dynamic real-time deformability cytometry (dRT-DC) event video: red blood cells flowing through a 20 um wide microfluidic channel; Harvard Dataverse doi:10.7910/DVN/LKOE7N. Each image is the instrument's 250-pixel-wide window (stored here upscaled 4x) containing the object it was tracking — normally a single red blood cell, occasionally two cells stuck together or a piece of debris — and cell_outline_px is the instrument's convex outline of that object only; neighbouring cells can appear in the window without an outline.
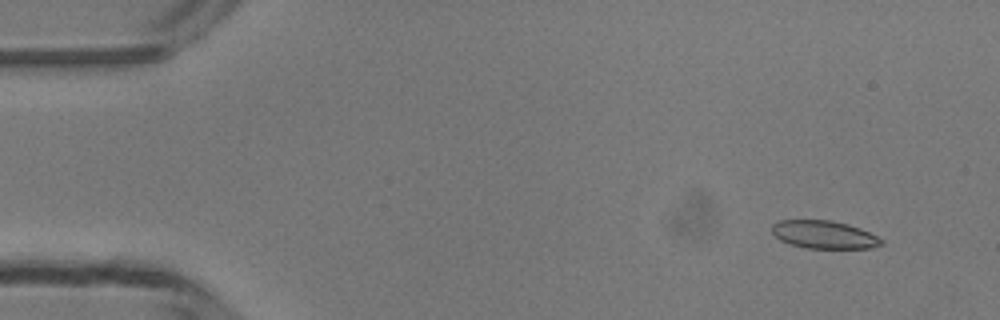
{"species": "common noctule bat (a hibernating species)", "species_latin": "Nyctalus noctula", "temperature_condition": "room temperature", "stored_images_in_passage": 49, "camera_frame_rate_fps": 3000, "um_per_image_px": 0.085, "animal": {"sex": "male", "body_mass_g": 13.3}, "frame": {"image": 1, "passage_image": 4, "time_ms": 1.0, "image_size_px": [1000, 320], "cell_outline_px": [[884, 244], [872, 248], [804, 248], [780, 240], [772, 232], [772, 224], [780, 220], [832, 220], [848, 224], [860, 228], [884, 240]], "centroid_in_image_um": [70.06, 19.94], "position_along_channel_um": 14.9, "area_um2": 17.8}}
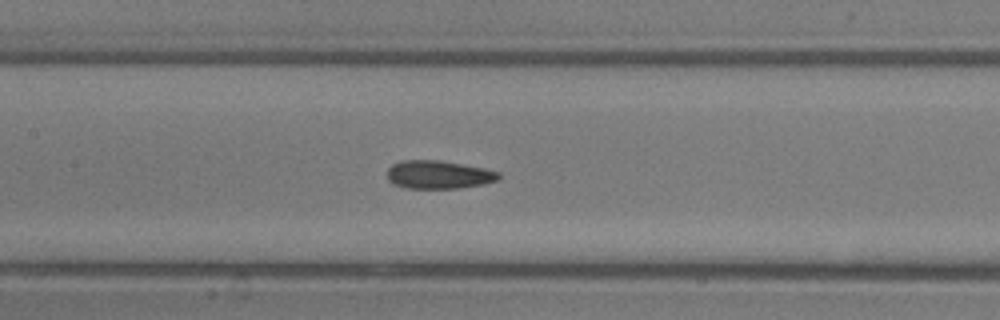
{"frame": {"image": 2, "passage_image": 23, "time_ms": 7.333, "image_size_px": [1000, 320], "cell_outline_px": [[500, 180], [484, 184], [460, 188], [408, 188], [392, 184], [388, 180], [388, 168], [392, 164], [400, 160], [440, 160], [484, 168], [500, 172]], "centroid_in_image_um": [37.29, 14.84], "position_along_channel_um": 170.1, "area_um2": 18.5}}
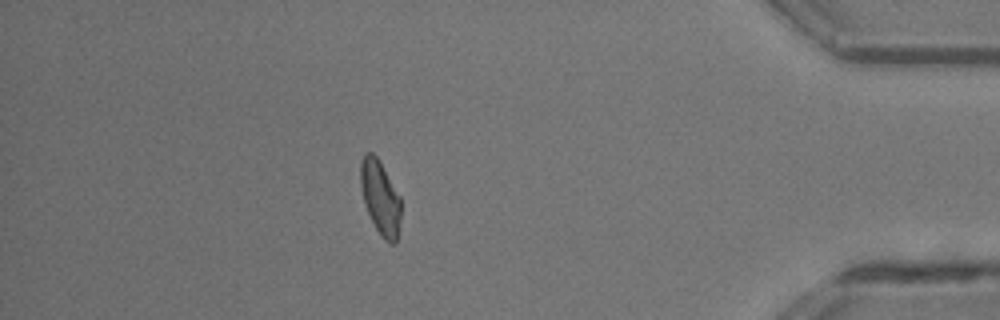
{"frame": {"image": 3, "passage_image": 43, "time_ms": 14.0, "image_size_px": [1000, 320], "cell_outline_px": [[400, 220], [396, 244], [388, 244], [384, 240], [376, 228], [364, 204], [360, 184], [360, 160], [364, 152], [372, 152], [376, 156], [400, 196]], "centroid_in_image_um": [32.31, 16.8], "position_along_channel_um": 402.9, "area_um2": 17.4}, "authors_computed_cell_mechanics": {"area_um2": 18.1492, "velocity_mm_per_s": 4.1945, "shape_relaxation_time_tau1_ms": 6.2861, "shape_relaxation_time_tau2_ms": 0.5778, "deformation_change_tau1": 0.1576, "deformation_change_tau2": 0.0655}}